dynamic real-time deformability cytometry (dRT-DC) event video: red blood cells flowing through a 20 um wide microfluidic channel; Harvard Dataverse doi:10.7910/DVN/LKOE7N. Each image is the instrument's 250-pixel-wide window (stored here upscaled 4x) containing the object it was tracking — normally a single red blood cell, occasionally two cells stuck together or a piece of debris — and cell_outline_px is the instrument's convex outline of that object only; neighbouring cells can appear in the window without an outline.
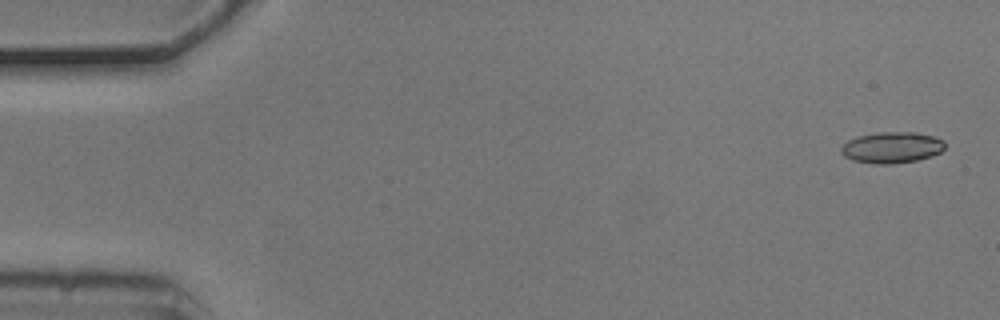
{"species": "common noctule bat (a hibernating species)", "species_latin": "Nyctalus noctula", "temperature_condition": "cold", "stored_images_in_passage": 5, "camera_frame_rate_fps": 3000, "um_per_image_px": 0.085, "animal": {"sex": "male", "body_mass_g": 20.5, "forearm_length_mm": 52.5}, "frame": {"image": 1, "passage_image": 1, "time_ms": 0.0, "image_size_px": [1000, 320], "cell_outline_px": [[944, 148], [940, 152], [916, 160], [892, 164], [876, 164], [852, 160], [844, 156], [840, 152], [840, 148], [848, 140], [860, 136], [880, 132], [916, 132], [932, 136], [944, 140]], "centroid_in_image_um": [75.78, 12.54], "position_along_channel_um": 9.2, "area_um2": 18.67}}
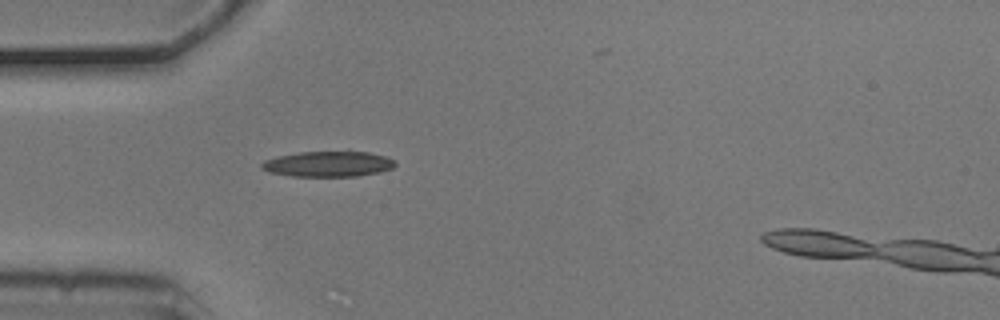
{"frame": {"image": 2, "passage_image": 4, "time_ms": 1.0, "image_size_px": [1000, 320], "cell_outline_px": [[396, 164], [392, 168], [380, 172], [356, 176], [292, 176], [268, 172], [260, 168], [260, 164], [264, 160], [280, 156], [300, 152], [348, 148], [388, 156], [396, 160]], "centroid_in_image_um": [27.96, 13.89], "position_along_channel_um": 57.0, "area_um2": 20.81}}